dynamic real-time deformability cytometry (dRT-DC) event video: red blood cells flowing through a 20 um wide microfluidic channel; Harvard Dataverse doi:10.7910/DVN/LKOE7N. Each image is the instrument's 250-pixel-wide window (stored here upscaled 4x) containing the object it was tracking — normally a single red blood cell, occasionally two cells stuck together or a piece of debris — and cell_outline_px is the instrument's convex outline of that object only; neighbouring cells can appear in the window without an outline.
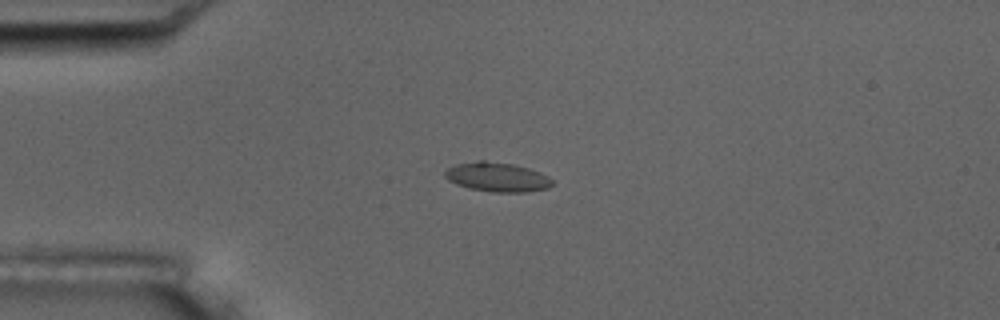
{"species": "common noctule bat (a hibernating species)", "species_latin": "Nyctalus noctula", "temperature_condition": "room temperature", "stored_images_in_passage": 3, "camera_frame_rate_fps": 3000, "um_per_image_px": 0.085, "animal": {"sex": "male", "body_mass_g": 17.5, "forearm_length_mm": 52.3}, "frame": {"image": 1, "passage_image": 1, "time_ms": 0.0, "image_size_px": [1000, 320], "cell_outline_px": [[552, 184], [548, 188], [528, 192], [492, 192], [468, 188], [456, 184], [448, 180], [444, 176], [444, 172], [448, 168], [456, 164], [476, 160], [484, 160], [512, 164], [528, 168], [540, 172], [548, 176], [552, 180]], "centroid_in_image_um": [42.24, 15.05], "position_along_channel_um": 42.8, "area_um2": 18.44}}